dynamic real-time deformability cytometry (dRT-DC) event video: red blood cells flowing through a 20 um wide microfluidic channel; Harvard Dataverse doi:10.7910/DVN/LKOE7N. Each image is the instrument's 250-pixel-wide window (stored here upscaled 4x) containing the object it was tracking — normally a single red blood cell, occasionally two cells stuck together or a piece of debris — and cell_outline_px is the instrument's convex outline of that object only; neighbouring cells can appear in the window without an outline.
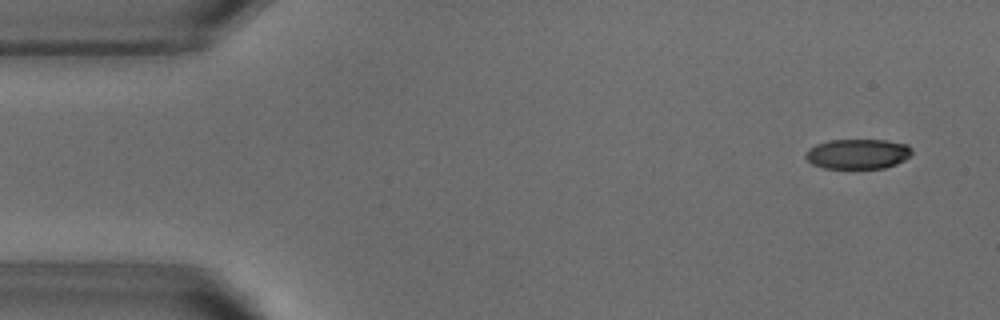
{"species": "common noctule bat (a hibernating species)", "species_latin": "Nyctalus noctula", "temperature_condition": "warm", "stored_images_in_passage": 52, "camera_frame_rate_fps": 3000, "um_per_image_px": 0.085, "animal": {"sex": "male", "body_mass_g": 18.8}, "frame": {"image": 1, "passage_image": 3, "time_ms": 0.667, "image_size_px": [1000, 320], "cell_outline_px": [[912, 156], [896, 164], [884, 168], [824, 168], [812, 164], [804, 156], [804, 152], [808, 148], [816, 144], [828, 140], [884, 140], [908, 144], [912, 148]], "centroid_in_image_um": [72.91, 13.08], "position_along_channel_um": 12.1, "area_um2": 18.79}}
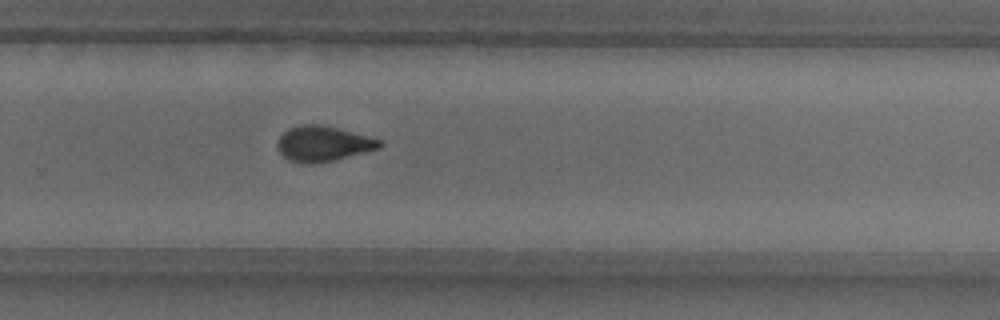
{"frame": {"image": 2, "passage_image": 34, "time_ms": 11.0, "image_size_px": [1000, 320], "cell_outline_px": [[384, 144], [380, 148], [332, 160], [312, 164], [300, 164], [288, 160], [276, 148], [276, 144], [280, 136], [288, 128], [300, 124], [320, 124], [336, 128], [380, 140]], "centroid_in_image_um": [27.39, 12.22], "position_along_channel_um": 302.4, "area_um2": 20.87}}
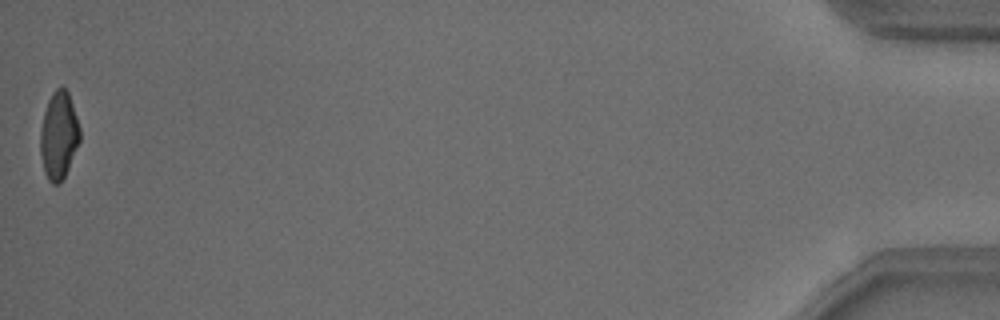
{"frame": {"image": 3, "passage_image": 52, "time_ms": 17.0, "image_size_px": [1000, 320], "cell_outline_px": [[80, 140], [68, 168], [64, 176], [56, 184], [52, 184], [48, 180], [44, 172], [40, 152], [40, 132], [44, 112], [48, 100], [52, 92], [60, 84], [68, 92], [80, 128]], "centroid_in_image_um": [4.98, 11.48], "position_along_channel_um": 430.2, "area_um2": 20.0}, "authors_computed_cell_mechanics": {"area_um2": 20.9814, "velocity_mm_per_s": 3.8127, "shape_relaxation_time_tau1_ms": 3.9691, "shape_relaxation_time_tau2_ms": 1.835, "deformation_change_tau1": 0.155, "deformation_change_tau2": 0.0798}}